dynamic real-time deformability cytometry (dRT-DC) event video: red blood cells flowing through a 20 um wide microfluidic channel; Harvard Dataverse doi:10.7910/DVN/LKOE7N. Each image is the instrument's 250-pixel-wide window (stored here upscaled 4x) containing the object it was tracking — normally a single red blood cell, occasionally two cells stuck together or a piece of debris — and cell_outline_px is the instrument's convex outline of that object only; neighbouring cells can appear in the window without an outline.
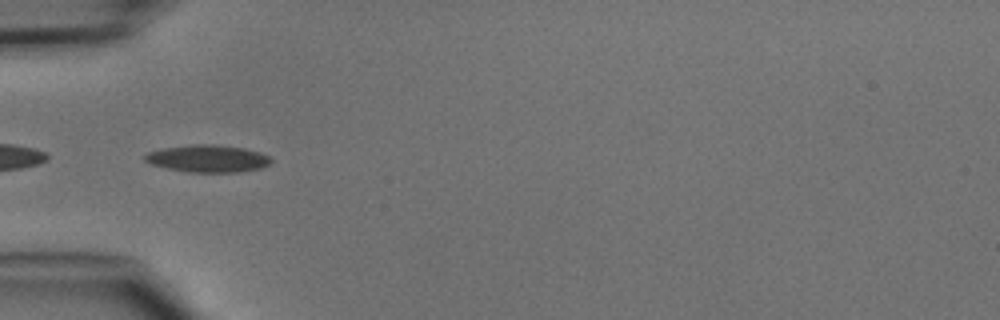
{"species": "common noctule bat (a hibernating species)", "species_latin": "Nyctalus noctula", "temperature_condition": "cold", "stored_images_in_passage": 5, "camera_frame_rate_fps": 3000, "um_per_image_px": 0.085, "animal": {"sex": "male", "body_mass_g": 15.6}, "frame": {"image": 1, "passage_image": 3, "time_ms": 0.667, "image_size_px": [1000, 320], "cell_outline_px": [[272, 160], [268, 164], [260, 168], [236, 172], [188, 172], [168, 168], [152, 164], [144, 160], [144, 156], [148, 152], [164, 148], [192, 144], [216, 144], [244, 148], [260, 152], [268, 156]], "centroid_in_image_um": [17.66, 13.47], "position_along_channel_um": 67.3, "area_um2": 19.88}}